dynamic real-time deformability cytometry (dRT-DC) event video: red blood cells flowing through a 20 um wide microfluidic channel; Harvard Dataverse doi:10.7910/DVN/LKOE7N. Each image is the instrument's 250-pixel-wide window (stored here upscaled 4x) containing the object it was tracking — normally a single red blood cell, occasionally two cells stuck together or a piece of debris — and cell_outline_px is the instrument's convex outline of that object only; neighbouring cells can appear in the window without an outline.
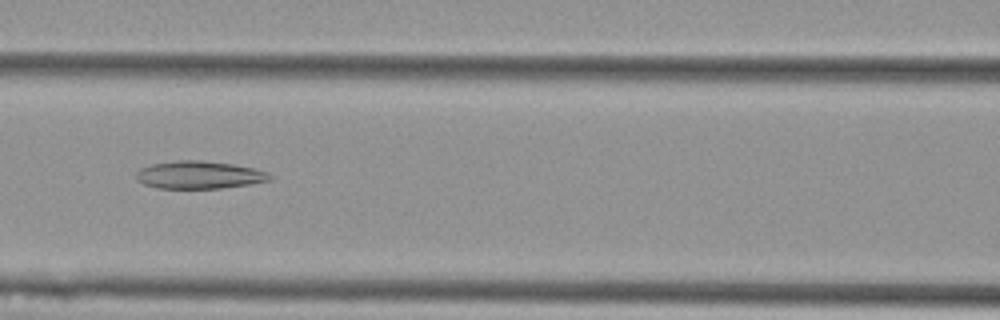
{"species": "Egyptian fruit bat (a non-hibernating species)", "species_latin": "Rousettus aegyptiacus", "temperature_condition": "cold", "stored_images_in_passage": 8, "camera_frame_rate_fps": 3000, "um_per_image_px": 0.085, "animal": {"sex": "female"}, "frame": {"image": 1, "passage_image": 7, "time_ms": 2.0, "image_size_px": [1000, 320], "cell_outline_px": [[272, 180], [252, 184], [220, 188], [156, 188], [144, 184], [136, 180], [136, 172], [140, 168], [152, 164], [176, 160], [200, 160], [232, 164], [252, 168], [268, 172], [272, 176]], "centroid_in_image_um": [16.92, 14.87], "position_along_channel_um": 149.7, "area_um2": 21.62}}
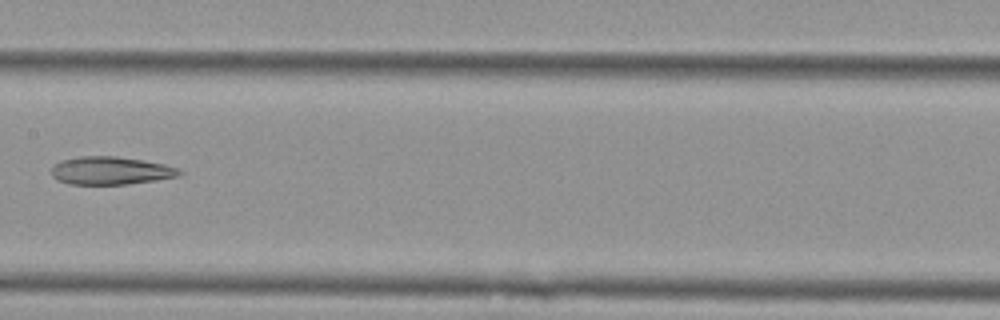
{"frame": {"image": 2, "passage_image": 8, "time_ms": 2.333, "image_size_px": [1000, 320], "cell_outline_px": [[184, 172], [176, 176], [156, 180], [128, 184], [68, 184], [56, 180], [52, 176], [52, 168], [60, 160], [80, 156], [116, 156], [164, 164], [180, 168]], "centroid_in_image_um": [9.39, 14.5], "position_along_channel_um": 198.0, "area_um2": 20.81}}